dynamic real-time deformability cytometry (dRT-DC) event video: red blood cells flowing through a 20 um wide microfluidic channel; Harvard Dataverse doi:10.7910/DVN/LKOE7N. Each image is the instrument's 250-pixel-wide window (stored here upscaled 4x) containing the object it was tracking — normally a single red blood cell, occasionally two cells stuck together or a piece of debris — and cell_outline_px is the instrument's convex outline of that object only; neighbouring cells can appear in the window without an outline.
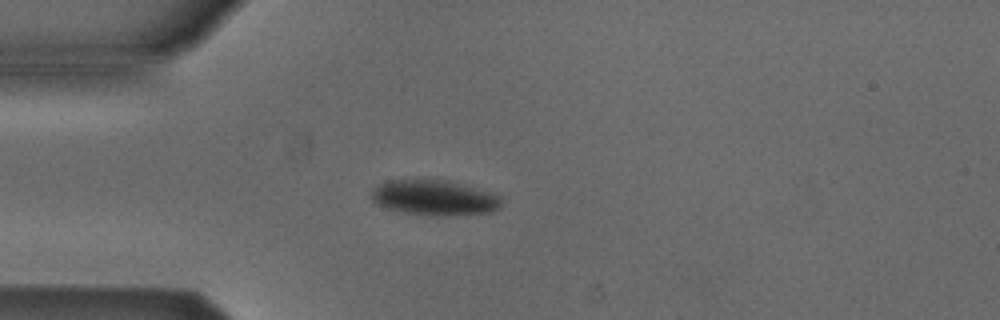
{"species": "Egyptian fruit bat (a non-hibernating species)", "species_latin": "Rousettus aegyptiacus", "temperature_condition": "cold", "stored_images_in_passage": 4, "camera_frame_rate_fps": 3000, "um_per_image_px": 0.085, "animal": {"sex": "male"}, "frame": {"image": 1, "passage_image": 3, "time_ms": 0.667, "image_size_px": [1000, 320], "cell_outline_px": [[504, 200], [500, 208], [492, 212], [452, 216], [432, 216], [400, 212], [376, 204], [372, 200], [372, 192], [384, 180], [416, 176], [448, 180], [488, 192], [500, 196]], "centroid_in_image_um": [36.9, 16.77], "position_along_channel_um": 48.1, "area_um2": 27.74}}